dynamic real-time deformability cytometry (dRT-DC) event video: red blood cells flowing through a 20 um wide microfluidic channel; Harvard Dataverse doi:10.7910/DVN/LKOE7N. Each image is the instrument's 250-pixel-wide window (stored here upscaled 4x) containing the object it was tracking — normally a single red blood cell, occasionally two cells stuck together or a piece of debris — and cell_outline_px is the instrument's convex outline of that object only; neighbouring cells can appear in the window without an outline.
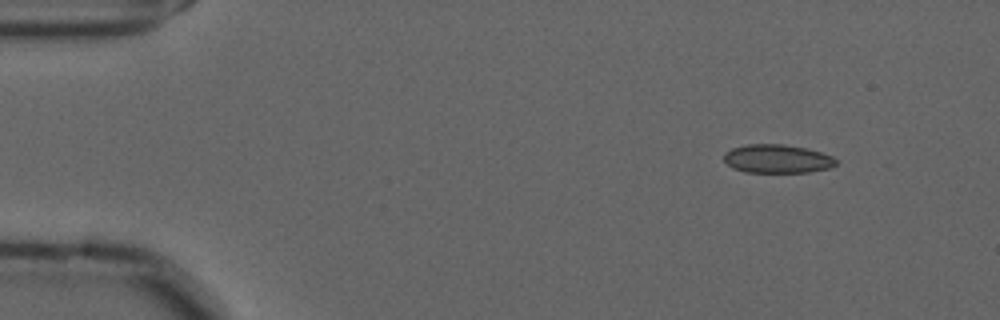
{"species": "common noctule bat (a hibernating species)", "species_latin": "Nyctalus noctula", "temperature_condition": "cold", "stored_images_in_passage": 26, "camera_frame_rate_fps": 3000, "um_per_image_px": 0.085, "animal": {"sex": "male", "forearm_length_mm": 52.5}, "frame": {"image": 1, "passage_image": 1, "time_ms": 0.0, "image_size_px": [1000, 320], "cell_outline_px": [[836, 164], [828, 168], [808, 172], [744, 172], [732, 168], [724, 160], [724, 152], [732, 148], [748, 144], [784, 144], [804, 148], [820, 152], [832, 156], [836, 160]], "centroid_in_image_um": [66.02, 13.5], "position_along_channel_um": 19.0, "area_um2": 18.55}}
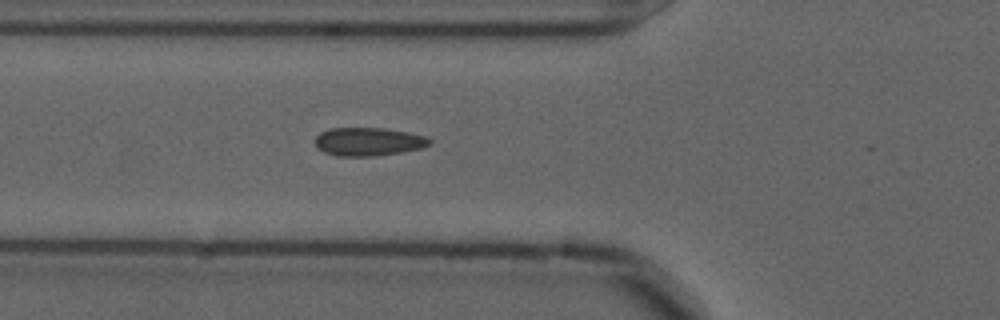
{"frame": {"image": 2, "passage_image": 15, "time_ms": 4.667, "image_size_px": [1000, 320], "cell_outline_px": [[432, 144], [420, 148], [400, 152], [372, 156], [336, 156], [324, 152], [316, 148], [316, 136], [320, 132], [328, 128], [384, 128], [408, 132], [424, 136], [432, 140]], "centroid_in_image_um": [31.29, 12.03], "position_along_channel_um": 94.5, "area_um2": 18.9}}
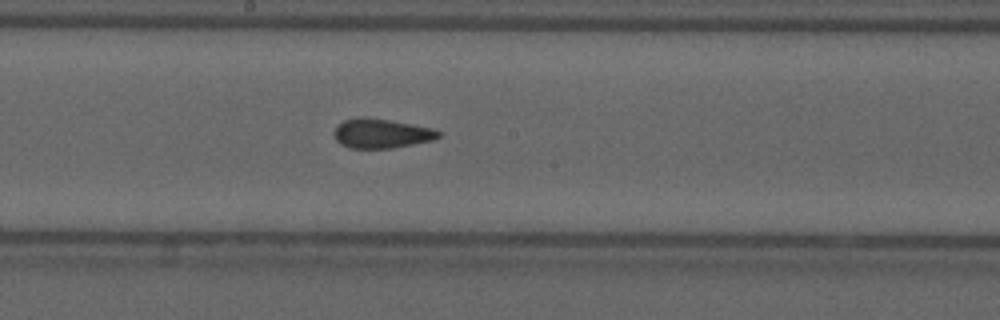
{"frame": {"image": 3, "passage_image": 25, "time_ms": 8.0, "image_size_px": [1000, 320], "cell_outline_px": [[444, 132], [440, 136], [432, 140], [392, 148], [348, 148], [340, 144], [336, 140], [332, 132], [336, 124], [344, 120], [388, 120], [432, 128]], "centroid_in_image_um": [32.42, 11.38], "position_along_channel_um": 215.8, "area_um2": 17.4}}